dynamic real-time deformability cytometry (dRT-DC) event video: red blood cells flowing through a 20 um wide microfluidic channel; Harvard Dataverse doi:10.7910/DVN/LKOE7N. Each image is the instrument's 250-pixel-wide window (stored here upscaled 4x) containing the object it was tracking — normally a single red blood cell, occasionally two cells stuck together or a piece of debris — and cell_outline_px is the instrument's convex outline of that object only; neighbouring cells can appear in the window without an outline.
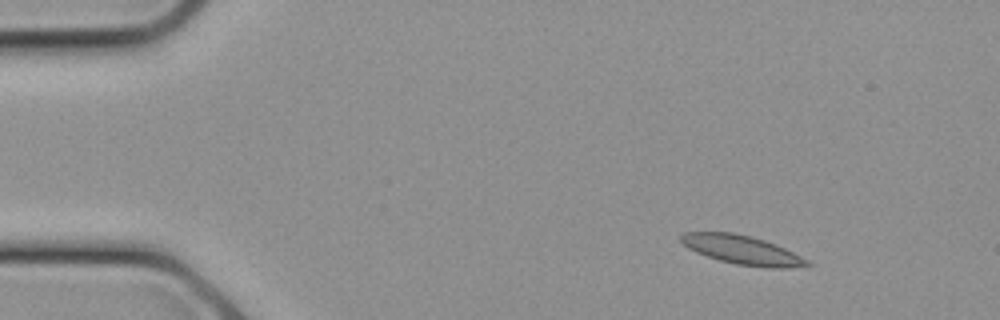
{"species": "common noctule bat (a hibernating species)", "species_latin": "Nyctalus noctula", "temperature_condition": "cold", "stored_images_in_passage": 13, "camera_frame_rate_fps": 3000, "um_per_image_px": 0.085, "animal": {"sex": "female", "body_mass_g": 21.9}, "frame": {"image": 1, "passage_image": 4, "time_ms": 1.0, "image_size_px": [1000, 320], "cell_outline_px": [[812, 264], [788, 268], [764, 268], [736, 264], [720, 260], [696, 252], [688, 248], [680, 240], [680, 236], [684, 232], [732, 232], [752, 236], [764, 240], [784, 248], [808, 260]], "centroid_in_image_um": [63.06, 21.24], "position_along_channel_um": 21.9, "area_um2": 21.1}}
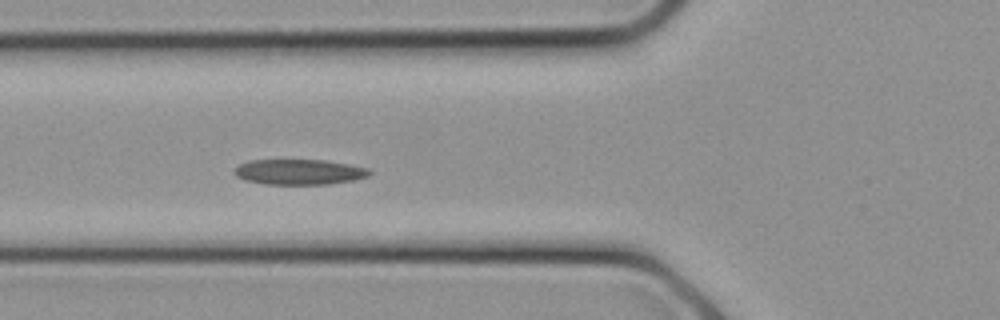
{"frame": {"image": 2, "passage_image": 10, "time_ms": 3.0, "image_size_px": [1000, 320], "cell_outline_px": [[372, 172], [368, 176], [352, 180], [328, 184], [264, 184], [244, 180], [236, 176], [232, 172], [240, 164], [248, 160], [324, 160], [348, 164], [368, 168]], "centroid_in_image_um": [25.4, 14.61], "position_along_channel_um": 100.4, "area_um2": 19.94}}
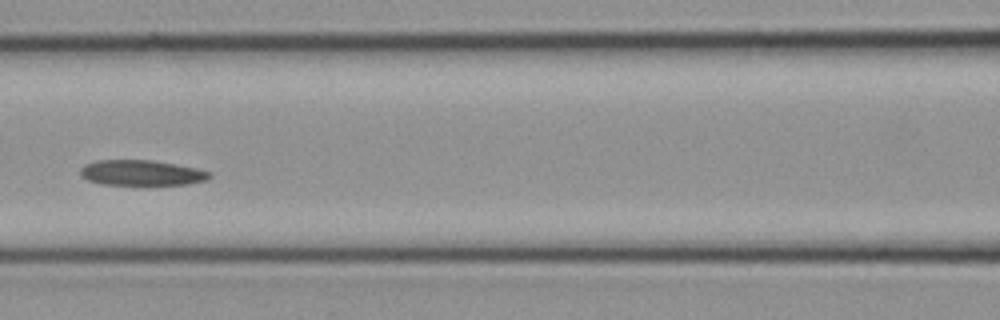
{"frame": {"image": 3, "passage_image": 12, "time_ms": 3.667, "image_size_px": [1000, 320], "cell_outline_px": [[212, 176], [204, 180], [188, 184], [148, 188], [100, 184], [88, 180], [80, 176], [80, 168], [84, 164], [96, 160], [152, 160], [196, 168], [212, 172]], "centroid_in_image_um": [12.01, 14.74], "position_along_channel_um": 154.6, "area_um2": 20.29}}